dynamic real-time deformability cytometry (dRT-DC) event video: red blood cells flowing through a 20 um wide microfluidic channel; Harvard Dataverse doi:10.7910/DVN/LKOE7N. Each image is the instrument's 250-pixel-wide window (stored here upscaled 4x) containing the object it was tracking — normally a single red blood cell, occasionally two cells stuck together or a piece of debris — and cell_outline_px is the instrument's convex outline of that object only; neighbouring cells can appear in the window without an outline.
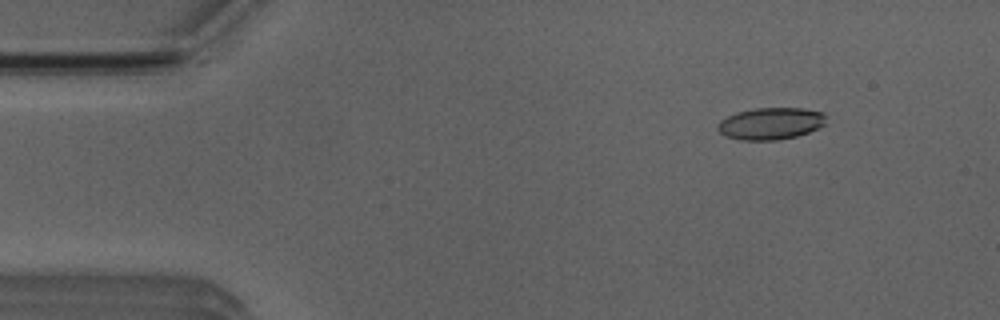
{"species": "Egyptian fruit bat (a non-hibernating species)", "species_latin": "Rousettus aegyptiacus", "temperature_condition": "room temperature", "stored_images_in_passage": 5, "camera_frame_rate_fps": 3000, "um_per_image_px": 0.085, "animal": {"sex": "male"}, "frame": {"image": 1, "passage_image": 2, "time_ms": 1.333, "image_size_px": [1000, 320], "cell_outline_px": [[824, 124], [808, 132], [796, 136], [776, 140], [744, 140], [728, 136], [720, 132], [716, 128], [716, 124], [720, 120], [736, 112], [756, 108], [804, 108], [824, 112]], "centroid_in_image_um": [65.48, 10.49], "position_along_channel_um": 19.5, "area_um2": 20.0}}